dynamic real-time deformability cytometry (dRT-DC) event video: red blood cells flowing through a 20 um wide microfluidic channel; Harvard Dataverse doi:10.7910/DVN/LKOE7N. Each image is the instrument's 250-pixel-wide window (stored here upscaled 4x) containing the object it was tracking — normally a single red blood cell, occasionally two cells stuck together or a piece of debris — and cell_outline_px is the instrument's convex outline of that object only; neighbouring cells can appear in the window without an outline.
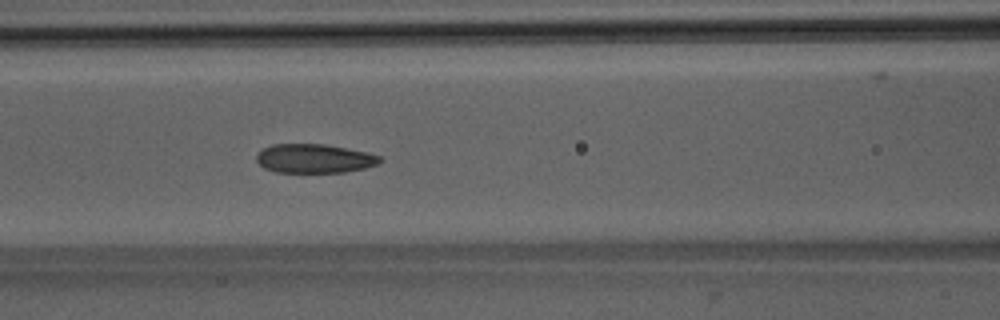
{"species": "Egyptian fruit bat (a non-hibernating species)", "species_latin": "Rousettus aegyptiacus", "temperature_condition": "room temperature", "stored_images_in_passage": 43, "camera_frame_rate_fps": 3000, "um_per_image_px": 0.085, "animal": {"sex": "male"}, "frame": {"image": 1, "passage_image": 23, "time_ms": 7.333, "image_size_px": [1000, 320], "cell_outline_px": [[384, 160], [380, 164], [364, 168], [344, 172], [276, 172], [264, 168], [256, 160], [256, 156], [260, 148], [272, 144], [324, 144], [368, 152], [380, 156]], "centroid_in_image_um": [26.72, 13.47], "position_along_channel_um": 139.9, "area_um2": 21.04}}